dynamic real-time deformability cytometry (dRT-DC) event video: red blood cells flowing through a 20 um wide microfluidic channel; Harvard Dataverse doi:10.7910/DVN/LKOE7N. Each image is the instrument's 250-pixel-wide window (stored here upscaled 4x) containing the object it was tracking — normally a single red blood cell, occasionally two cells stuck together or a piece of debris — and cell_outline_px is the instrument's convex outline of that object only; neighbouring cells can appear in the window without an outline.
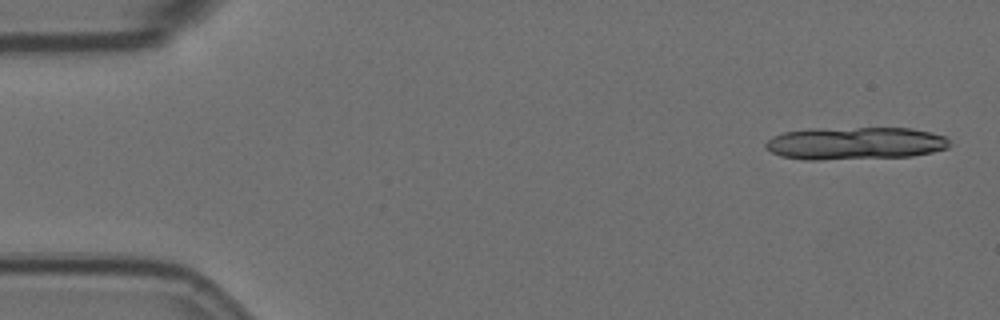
{"species": "Egyptian fruit bat (a non-hibernating species)", "species_latin": "Rousettus aegyptiacus", "temperature_condition": "room temperature", "stored_images_in_passage": 19, "camera_frame_rate_fps": 3000, "um_per_image_px": 0.085, "animal": {"sex": "female"}, "frame": {"image": 1, "passage_image": 1, "time_ms": 0.0, "image_size_px": [1000, 320], "cell_outline_px": [[948, 148], [932, 152], [912, 156], [816, 160], [804, 160], [780, 156], [764, 148], [764, 144], [772, 136], [784, 132], [808, 128], [912, 128], [944, 136], [948, 140]], "centroid_in_image_um": [72.62, 12.18], "position_along_channel_um": 12.4, "area_um2": 35.08}}
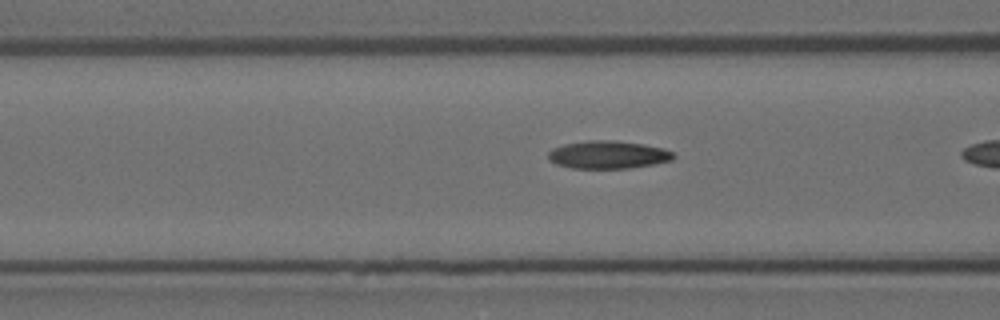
{"frame": {"image": 2, "passage_image": 18, "time_ms": 5.667, "image_size_px": [1000, 320], "cell_outline_px": [[676, 156], [672, 160], [652, 164], [628, 168], [572, 168], [556, 164], [548, 160], [548, 152], [552, 148], [564, 144], [588, 140], [612, 140], [644, 144], [664, 148], [672, 152]], "centroid_in_image_um": [51.66, 13.14], "position_along_channel_um": 114.9, "area_um2": 20.35}}